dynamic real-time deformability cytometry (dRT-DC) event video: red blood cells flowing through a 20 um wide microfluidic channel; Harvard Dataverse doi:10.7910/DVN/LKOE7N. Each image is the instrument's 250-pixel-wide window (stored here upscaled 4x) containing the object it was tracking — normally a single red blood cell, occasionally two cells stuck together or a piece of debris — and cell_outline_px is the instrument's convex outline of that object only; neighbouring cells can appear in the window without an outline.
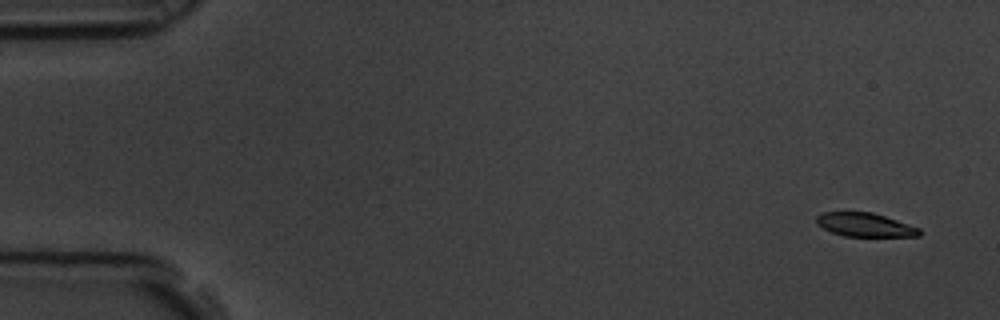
{"species": "common noctule bat (a hibernating species)", "species_latin": "Nyctalus noctula", "temperature_condition": "room temperature", "stored_images_in_passage": 58, "camera_frame_rate_fps": 3000, "um_per_image_px": 0.085, "animal": {"sex": "male", "body_mass_g": 19.5, "forearm_length_mm": 54.6}, "frame": {"image": 1, "passage_image": 1, "time_ms": 0.0, "image_size_px": [1000, 320], "cell_outline_px": [[920, 236], [844, 236], [832, 232], [816, 224], [816, 216], [820, 212], [872, 212], [920, 228]], "centroid_in_image_um": [73.48, 19.1], "position_along_channel_um": 11.5, "area_um2": 14.1}}
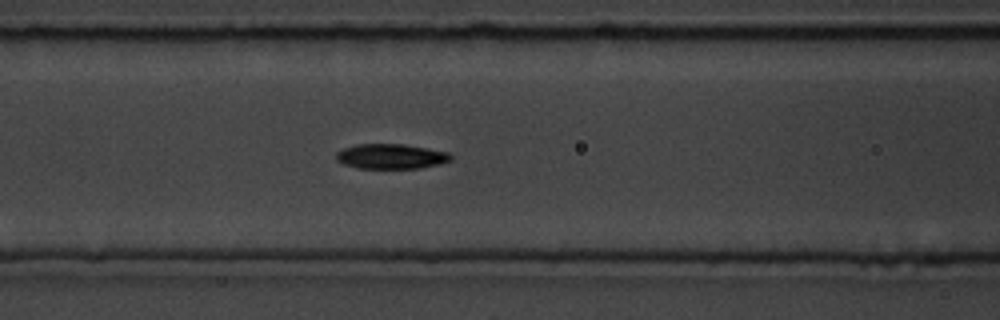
{"frame": {"image": 2, "passage_image": 23, "time_ms": 7.333, "image_size_px": [1000, 320], "cell_outline_px": [[452, 160], [440, 164], [420, 168], [360, 168], [344, 164], [336, 160], [336, 152], [344, 148], [356, 144], [404, 144], [428, 148], [448, 152], [452, 156]], "centroid_in_image_um": [33.25, 13.29], "position_along_channel_um": 133.3, "area_um2": 16.7}}
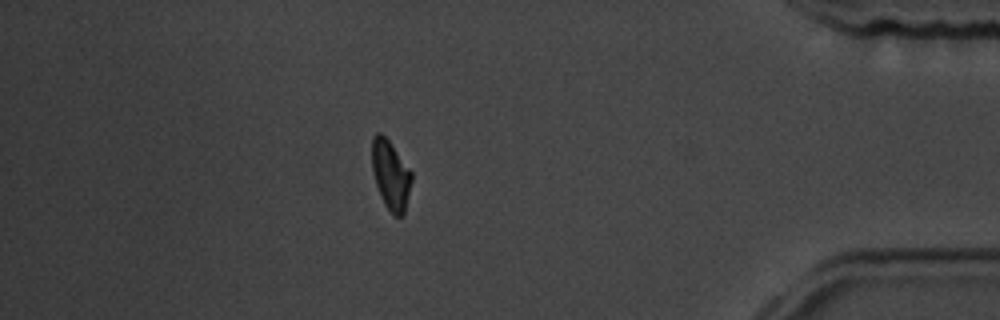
{"frame": {"image": 3, "passage_image": 50, "time_ms": 16.333, "image_size_px": [1000, 320], "cell_outline_px": [[412, 180], [404, 212], [400, 216], [392, 216], [384, 204], [376, 184], [372, 168], [372, 136], [376, 132], [380, 132], [388, 140], [412, 172]], "centroid_in_image_um": [33.2, 14.87], "position_along_channel_um": 402.0, "area_um2": 15.84}, "authors_computed_cell_mechanics": {"area_um2": 16.3574, "velocity_mm_per_s": 3.4444, "shape_relaxation_time_tau1_ms": 2.3766, "shape_relaxation_time_tau2_ms": 6.741, "deformation_change_tau1": 0.1587, "deformation_change_tau2": 0.1127}}